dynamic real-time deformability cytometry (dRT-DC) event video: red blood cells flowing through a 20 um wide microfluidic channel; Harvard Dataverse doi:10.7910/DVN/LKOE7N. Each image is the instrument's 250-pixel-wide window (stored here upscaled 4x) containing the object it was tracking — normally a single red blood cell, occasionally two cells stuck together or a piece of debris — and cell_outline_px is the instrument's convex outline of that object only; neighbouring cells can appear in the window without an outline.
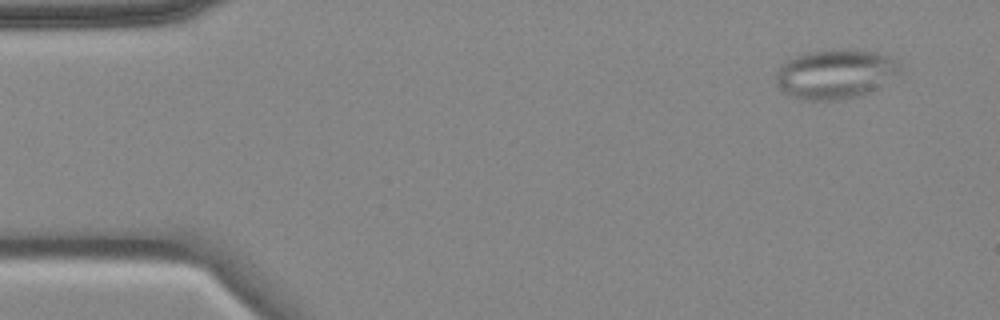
{"species": "common noctule bat (a hibernating species)", "species_latin": "Nyctalus noctula", "temperature_condition": "cold", "stored_images_in_passage": 5, "camera_frame_rate_fps": 3000, "um_per_image_px": 0.085, "animal": {"sex": "female", "body_mass_g": 18.4}, "frame": {"image": 1, "passage_image": 1, "time_ms": 0.0, "image_size_px": [1000, 320], "cell_outline_px": [[900, 72], [876, 88], [860, 96], [836, 100], [804, 100], [784, 92], [776, 84], [776, 72], [780, 64], [796, 56], [808, 52], [840, 48], [876, 52], [892, 56], [900, 60]], "centroid_in_image_um": [71.01, 6.27], "position_along_channel_um": 14.0, "area_um2": 35.84}}